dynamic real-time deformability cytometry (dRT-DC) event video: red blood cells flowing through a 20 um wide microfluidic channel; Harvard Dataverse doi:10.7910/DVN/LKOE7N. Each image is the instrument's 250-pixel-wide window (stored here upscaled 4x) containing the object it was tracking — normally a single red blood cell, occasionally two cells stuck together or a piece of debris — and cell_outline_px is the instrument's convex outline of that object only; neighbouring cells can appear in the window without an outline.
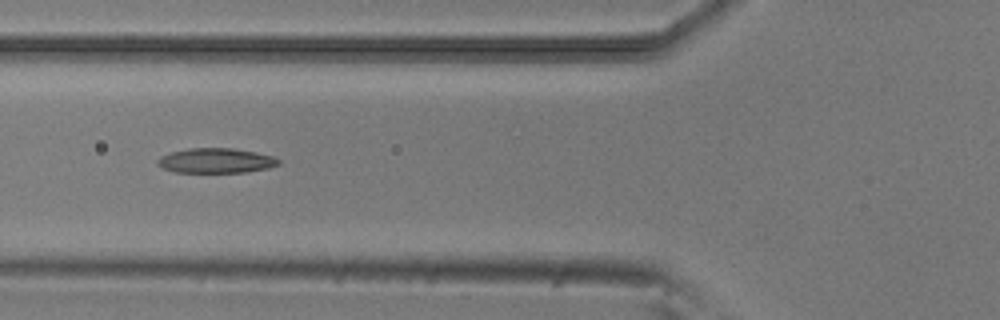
{"species": "common noctule bat (a hibernating species)", "species_latin": "Nyctalus noctula", "temperature_condition": "room temperature", "stored_images_in_passage": 16, "camera_frame_rate_fps": 3000, "um_per_image_px": 0.085, "animal": {"sex": "male", "body_mass_g": 20.5, "forearm_length_mm": 52.5}, "frame": {"image": 1, "passage_image": 6, "time_ms": 1.667, "image_size_px": [1000, 320], "cell_outline_px": [[280, 164], [268, 168], [248, 172], [176, 172], [164, 168], [156, 164], [156, 160], [160, 156], [172, 152], [188, 148], [232, 148], [256, 152], [272, 156], [280, 160]], "centroid_in_image_um": [18.36, 13.65], "position_along_channel_um": 107.4, "area_um2": 17.51}}